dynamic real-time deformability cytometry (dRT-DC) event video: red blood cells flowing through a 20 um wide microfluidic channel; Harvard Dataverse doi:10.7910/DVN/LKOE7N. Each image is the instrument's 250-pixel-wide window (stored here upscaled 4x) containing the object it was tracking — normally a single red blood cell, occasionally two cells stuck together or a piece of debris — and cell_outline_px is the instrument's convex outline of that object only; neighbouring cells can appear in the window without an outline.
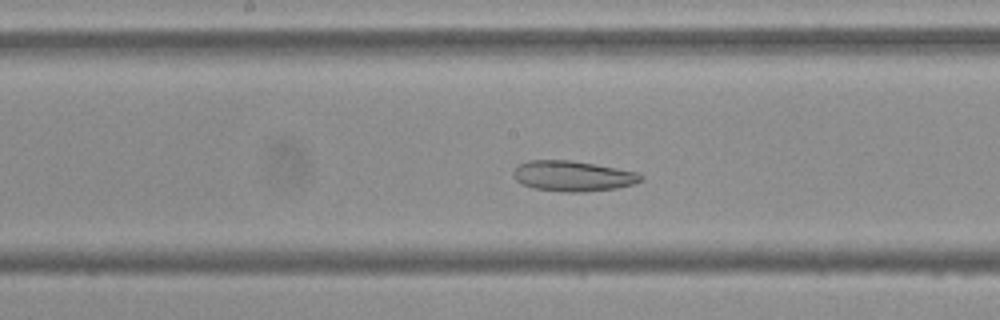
{"species": "Egyptian fruit bat (a non-hibernating species)", "species_latin": "Rousettus aegyptiacus", "temperature_condition": "cold", "stored_images_in_passage": 53, "camera_frame_rate_fps": 3000, "um_per_image_px": 0.085, "frame": {"image": 1, "passage_image": 25, "time_ms": 8.0, "image_size_px": [1000, 320], "cell_outline_px": [[644, 180], [632, 184], [616, 188], [576, 192], [568, 192], [532, 188], [520, 184], [512, 176], [512, 172], [520, 164], [528, 160], [568, 160], [616, 168], [636, 172], [644, 176]], "centroid_in_image_um": [48.65, 14.96], "position_along_channel_um": 199.5, "area_um2": 22.43}}
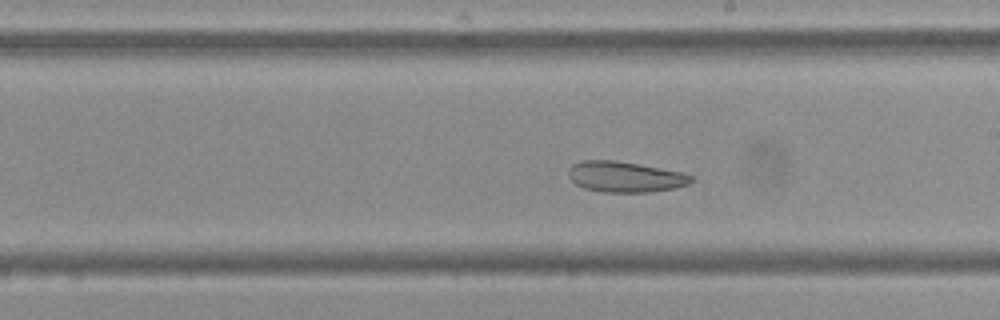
{"frame": {"image": 2, "passage_image": 28, "time_ms": 9.0, "image_size_px": [1000, 320], "cell_outline_px": [[692, 180], [688, 184], [676, 188], [648, 192], [604, 192], [584, 188], [576, 184], [568, 176], [568, 168], [572, 164], [580, 160], [612, 160], [684, 172], [692, 176]], "centroid_in_image_um": [53.11, 15.03], "position_along_channel_um": 235.9, "area_um2": 21.91}}
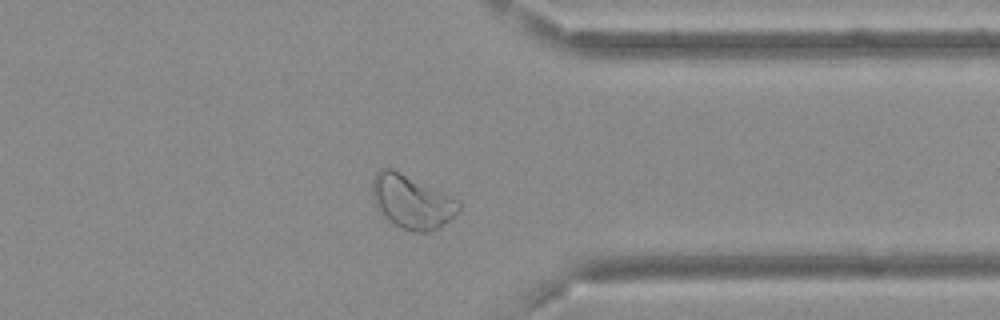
{"frame": {"image": 3, "passage_image": 40, "time_ms": 13.0, "image_size_px": [1000, 320], "cell_outline_px": [[460, 208], [456, 216], [444, 224], [428, 232], [412, 232], [400, 228], [388, 220], [384, 216], [372, 196], [372, 180], [376, 172], [384, 168], [392, 168], [452, 196], [460, 200]], "centroid_in_image_um": [35.03, 17.15], "position_along_channel_um": 376.4, "area_um2": 26.93}, "authors_computed_cell_mechanics": {"area_um2": 29.0734, "velocity_mm_per_s": 3.6454, "shape_relaxation_time_tau1_ms": null, "shape_relaxation_time_tau2_ms": 3.7952, "deformation_change_tau1": null, "deformation_change_tau2": 0.1011}}